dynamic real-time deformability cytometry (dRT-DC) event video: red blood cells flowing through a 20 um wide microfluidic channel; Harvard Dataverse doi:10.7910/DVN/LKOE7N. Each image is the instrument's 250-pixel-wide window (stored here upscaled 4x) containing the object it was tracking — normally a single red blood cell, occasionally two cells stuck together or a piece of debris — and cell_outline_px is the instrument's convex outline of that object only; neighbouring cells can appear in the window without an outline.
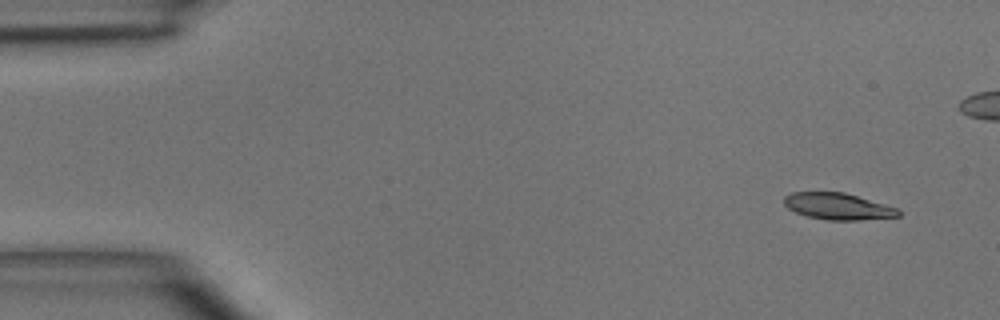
{"species": "common noctule bat (a hibernating species)", "species_latin": "Nyctalus noctula", "temperature_condition": "room temperature", "stored_images_in_passage": 5, "camera_frame_rate_fps": 3000, "um_per_image_px": 0.085, "animal": {"sex": "male", "body_mass_g": 15.6}, "frame": {"image": 1, "passage_image": 1, "time_ms": 0.0, "image_size_px": [1000, 320], "cell_outline_px": [[900, 216], [860, 220], [828, 220], [808, 216], [796, 212], [788, 208], [784, 204], [784, 196], [792, 192], [844, 192], [900, 208]], "centroid_in_image_um": [71.25, 17.53], "position_along_channel_um": 13.7, "area_um2": 17.74}}